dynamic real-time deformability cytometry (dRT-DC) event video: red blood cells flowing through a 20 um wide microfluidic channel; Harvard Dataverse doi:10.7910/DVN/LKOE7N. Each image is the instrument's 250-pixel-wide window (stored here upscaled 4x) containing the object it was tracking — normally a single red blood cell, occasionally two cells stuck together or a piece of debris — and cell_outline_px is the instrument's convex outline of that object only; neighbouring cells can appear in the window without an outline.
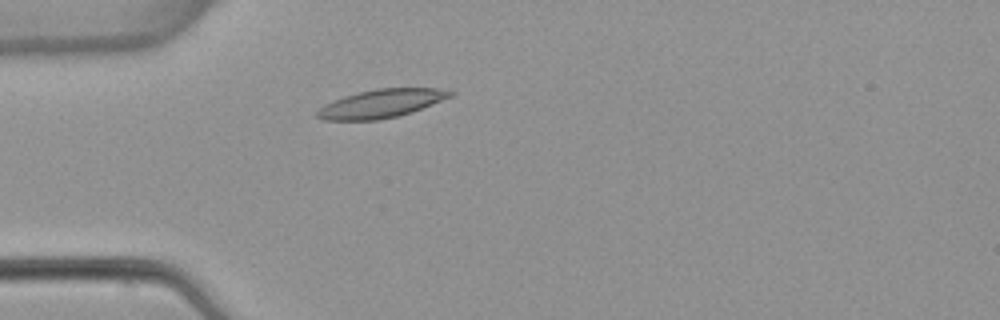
{"species": "common noctule bat (a hibernating species)", "species_latin": "Nyctalus noctula", "temperature_condition": "warm", "stored_images_in_passage": 3, "camera_frame_rate_fps": 3000, "um_per_image_px": 0.085, "animal": {"sex": "female", "body_mass_g": 22.7, "forearm_length_mm": 54.2}, "frame": {"image": 1, "passage_image": 3, "time_ms": 2.333, "image_size_px": [1000, 320], "cell_outline_px": [[456, 92], [452, 96], [412, 112], [396, 116], [376, 120], [324, 120], [316, 116], [316, 112], [324, 104], [344, 96], [376, 88], [436, 88]], "centroid_in_image_um": [32.4, 8.8], "position_along_channel_um": 52.6, "area_um2": 21.79}}